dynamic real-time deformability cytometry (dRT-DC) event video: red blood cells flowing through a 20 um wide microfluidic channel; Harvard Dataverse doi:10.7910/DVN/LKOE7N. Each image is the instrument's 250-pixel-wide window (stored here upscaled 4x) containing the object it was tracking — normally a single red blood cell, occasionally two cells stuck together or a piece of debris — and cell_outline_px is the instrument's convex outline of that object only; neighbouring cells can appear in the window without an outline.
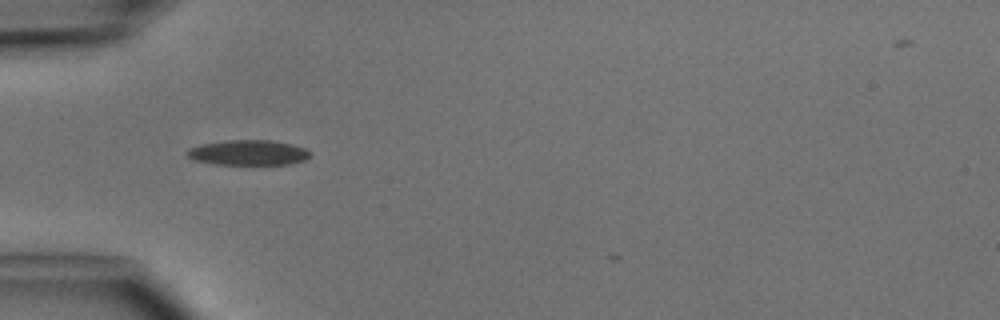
{"species": "common noctule bat (a hibernating species)", "species_latin": "Nyctalus noctula", "temperature_condition": "cold", "stored_images_in_passage": 4, "camera_frame_rate_fps": 3000, "um_per_image_px": 0.085, "animal": {"sex": "male", "body_mass_g": 15.6}, "frame": {"image": 1, "passage_image": 1, "time_ms": 0.0, "image_size_px": [1000, 320], "cell_outline_px": [[312, 152], [304, 160], [288, 164], [216, 164], [196, 160], [188, 156], [184, 152], [188, 148], [200, 144], [228, 140], [272, 140], [292, 144], [304, 148]], "centroid_in_image_um": [21.08, 12.96], "position_along_channel_um": 63.9, "area_um2": 17.98}}
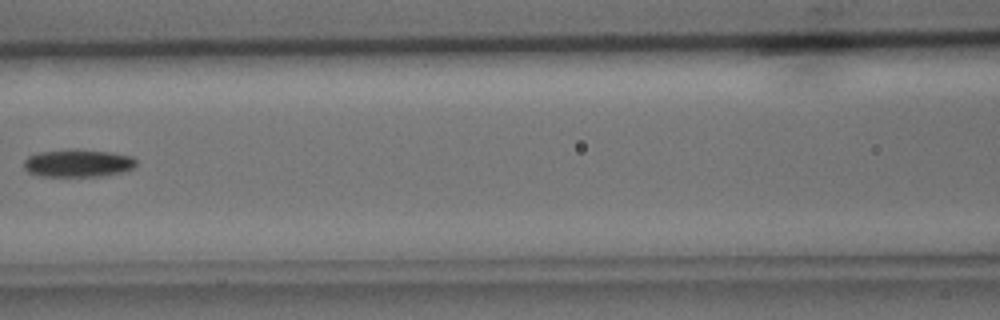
{"frame": {"image": 2, "passage_image": 3, "time_ms": 2.333, "image_size_px": [1000, 320], "cell_outline_px": [[136, 164], [132, 168], [120, 172], [100, 176], [40, 176], [28, 172], [24, 168], [24, 160], [28, 156], [36, 152], [108, 152], [132, 156], [136, 160]], "centroid_in_image_um": [6.6, 13.91], "position_along_channel_um": 160.0, "area_um2": 17.17}}
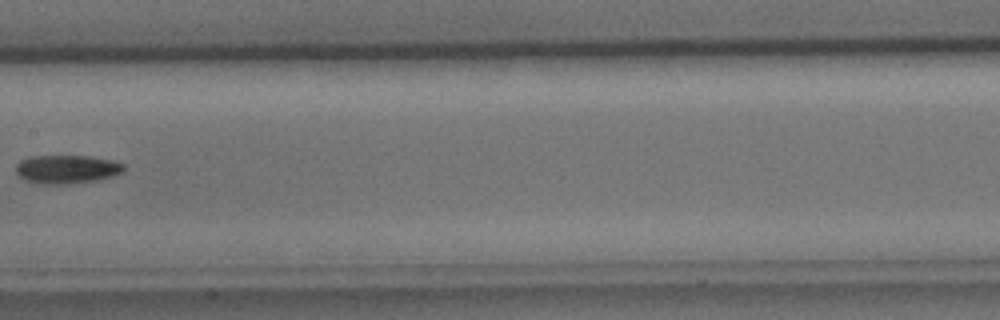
{"frame": {"image": 3, "passage_image": 4, "time_ms": 3.333, "image_size_px": [1000, 320], "cell_outline_px": [[124, 172], [112, 176], [96, 180], [64, 184], [40, 184], [24, 180], [16, 172], [16, 164], [20, 160], [28, 156], [88, 156], [116, 160], [124, 164]], "centroid_in_image_um": [5.68, 14.37], "position_along_channel_um": 201.7, "area_um2": 18.09}}